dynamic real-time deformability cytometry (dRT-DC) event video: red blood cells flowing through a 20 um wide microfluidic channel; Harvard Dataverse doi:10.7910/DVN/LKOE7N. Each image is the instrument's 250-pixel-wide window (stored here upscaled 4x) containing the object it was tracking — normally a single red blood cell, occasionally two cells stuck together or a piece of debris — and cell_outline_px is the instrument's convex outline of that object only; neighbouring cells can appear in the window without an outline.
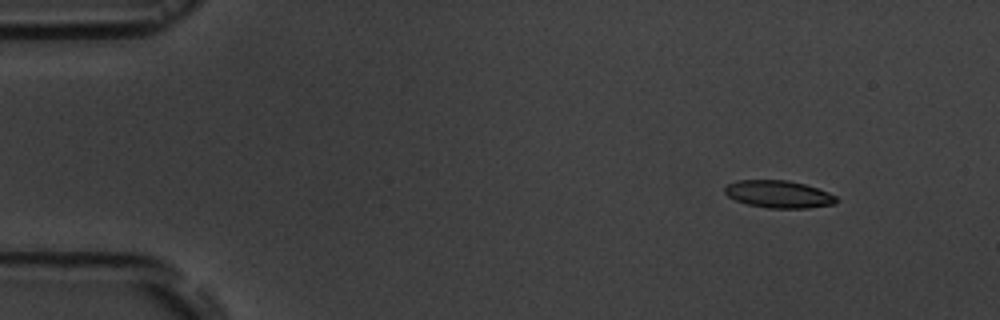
{"species": "common noctule bat (a hibernating species)", "species_latin": "Nyctalus noctula", "temperature_condition": "room temperature", "stored_images_in_passage": 4, "camera_frame_rate_fps": 3000, "um_per_image_px": 0.085, "animal": {"sex": "male", "body_mass_g": 19.5, "forearm_length_mm": 54.6}, "frame": {"image": 1, "passage_image": 2, "time_ms": 1.333, "image_size_px": [1000, 320], "cell_outline_px": [[840, 200], [836, 204], [808, 208], [768, 208], [748, 204], [736, 200], [728, 196], [724, 192], [724, 188], [728, 184], [736, 180], [788, 180], [804, 184], [828, 192], [836, 196]], "centroid_in_image_um": [66.21, 16.51], "position_along_channel_um": 18.8, "area_um2": 17.86}}
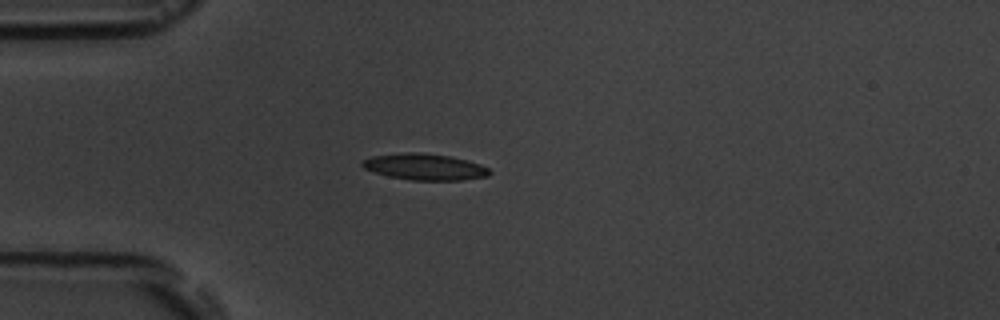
{"frame": {"image": 2, "passage_image": 4, "time_ms": 4.333, "image_size_px": [1000, 320], "cell_outline_px": [[492, 172], [488, 176], [460, 180], [412, 180], [388, 176], [364, 168], [360, 164], [360, 160], [372, 156], [408, 152], [416, 152], [448, 156], [480, 164], [488, 168]], "centroid_in_image_um": [36.07, 14.18], "position_along_channel_um": 48.9, "area_um2": 19.31}}